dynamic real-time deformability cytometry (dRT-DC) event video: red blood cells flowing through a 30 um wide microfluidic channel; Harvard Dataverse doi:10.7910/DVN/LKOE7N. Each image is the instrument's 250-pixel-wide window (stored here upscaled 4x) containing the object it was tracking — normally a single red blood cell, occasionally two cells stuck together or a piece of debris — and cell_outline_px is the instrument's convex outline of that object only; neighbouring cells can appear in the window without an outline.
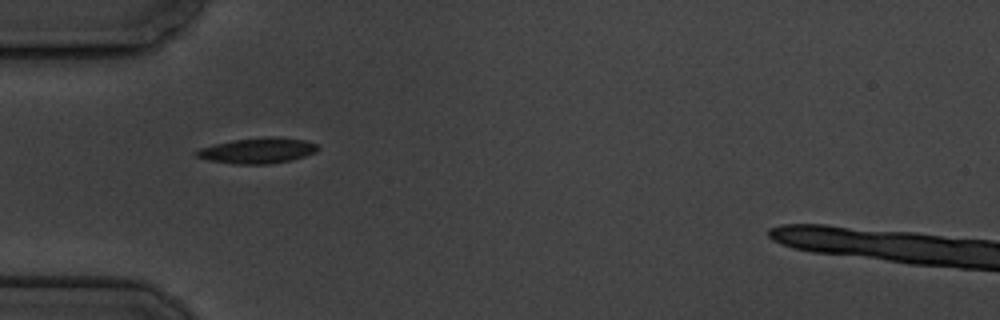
{"species": "common noctule bat (a hibernating species)", "species_latin": "Nyctalus noctula", "temperature_condition": "cold", "stored_images_in_passage": 2, "camera_frame_rate_fps": 3000, "um_per_image_px": 0.085, "animal": {"sex": "male", "body_mass_g": 19.5, "forearm_length_mm": 54.6}, "frame": {"image": 1, "passage_image": 2, "time_ms": 1.333, "image_size_px": [1000, 320], "cell_outline_px": [[320, 148], [316, 152], [292, 160], [268, 164], [236, 164], [208, 160], [196, 156], [196, 152], [200, 148], [232, 140], [264, 136], [272, 136], [304, 140], [316, 144]], "centroid_in_image_um": [21.92, 12.79], "position_along_channel_um": 63.1, "area_um2": 18.03}}